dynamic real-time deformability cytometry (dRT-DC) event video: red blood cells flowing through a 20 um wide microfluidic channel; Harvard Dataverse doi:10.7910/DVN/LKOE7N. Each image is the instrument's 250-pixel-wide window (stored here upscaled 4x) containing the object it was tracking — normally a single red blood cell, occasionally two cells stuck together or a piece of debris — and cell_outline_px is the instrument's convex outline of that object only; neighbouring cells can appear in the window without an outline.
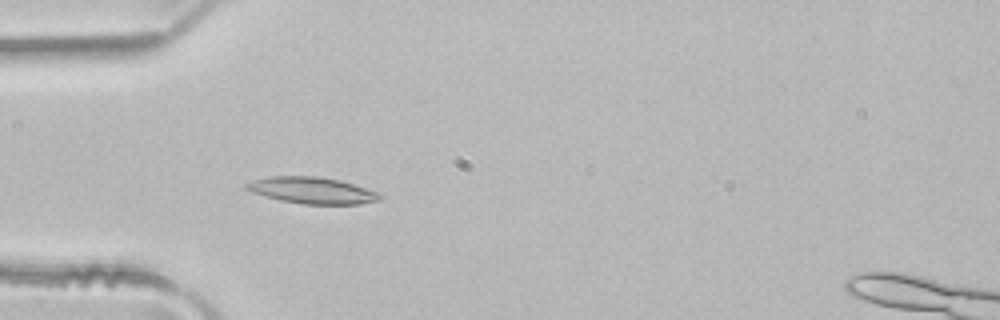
{"species": "common noctule bat (a hibernating species)", "species_latin": "Nyctalus noctula", "temperature_condition": "room temperature", "stored_images_in_passage": 3, "camera_frame_rate_fps": 3000, "um_per_image_px": 0.085, "animal": {"sex": "male", "body_mass_g": 21.5, "forearm_length_mm": 52.0}, "frame": {"image": 1, "passage_image": 3, "time_ms": 0.667, "image_size_px": [1000, 320], "cell_outline_px": [[380, 200], [360, 204], [300, 204], [280, 200], [252, 192], [244, 188], [244, 184], [252, 180], [272, 176], [320, 176], [340, 180], [380, 192]], "centroid_in_image_um": [26.52, 16.18], "position_along_channel_um": 58.5, "area_um2": 20.69}}